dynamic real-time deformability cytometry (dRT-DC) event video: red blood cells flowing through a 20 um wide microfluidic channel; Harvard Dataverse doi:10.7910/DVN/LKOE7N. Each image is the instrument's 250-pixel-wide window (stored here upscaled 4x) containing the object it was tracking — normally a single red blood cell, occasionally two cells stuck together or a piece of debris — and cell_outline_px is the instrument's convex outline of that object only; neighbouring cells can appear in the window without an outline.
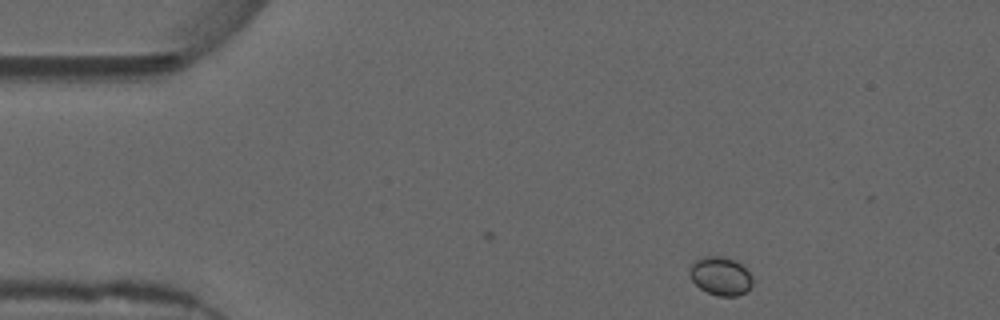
{"species": "common noctule bat (a hibernating species)", "species_latin": "Nyctalus noctula", "temperature_condition": "warm", "stored_images_in_passage": 48, "camera_frame_rate_fps": 3000, "um_per_image_px": 0.085, "animal": {"sex": "male", "forearm_length_mm": 52.5}, "frame": {"image": 1, "passage_image": 1, "time_ms": 0.0, "image_size_px": [1000, 320], "cell_outline_px": [[752, 284], [744, 292], [736, 296], [716, 296], [700, 288], [692, 280], [692, 264], [696, 260], [704, 256], [724, 256], [736, 260], [752, 276]], "centroid_in_image_um": [61.27, 23.46], "position_along_channel_um": 23.7, "area_um2": 13.76}}
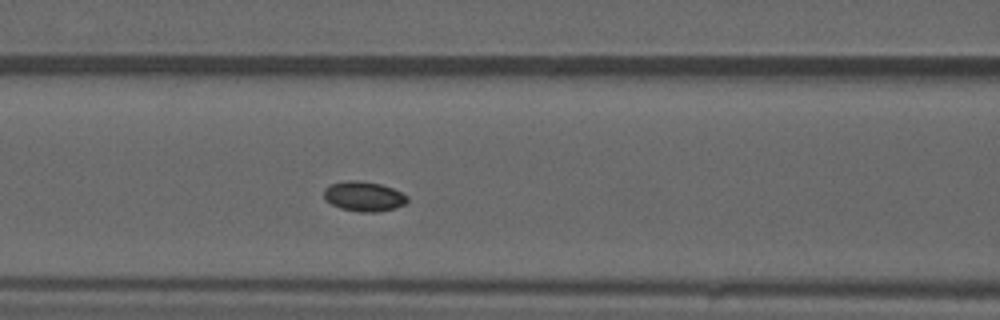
{"frame": {"image": 2, "passage_image": 16, "time_ms": 5.0, "image_size_px": [1000, 320], "cell_outline_px": [[408, 200], [404, 204], [380, 212], [360, 212], [340, 208], [324, 200], [324, 188], [332, 184], [348, 180], [356, 180], [380, 184], [392, 188], [408, 196]], "centroid_in_image_um": [30.9, 16.69], "position_along_channel_um": 135.7, "area_um2": 14.39}}
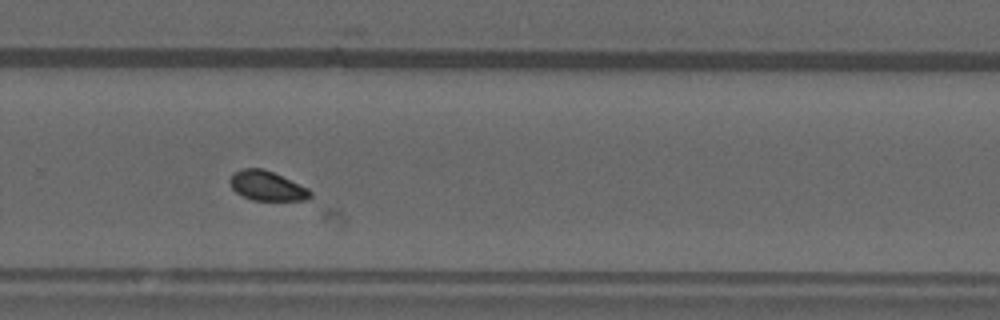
{"frame": {"image": 3, "passage_image": 30, "time_ms": 9.667, "image_size_px": [1000, 320], "cell_outline_px": [[312, 196], [308, 200], [252, 200], [236, 192], [232, 188], [228, 180], [232, 172], [240, 168], [264, 168], [308, 188], [312, 192]], "centroid_in_image_um": [22.67, 15.78], "position_along_channel_um": 307.1, "area_um2": 13.99}, "authors_computed_cell_mechanics": {"area_um2": 13.9298, "velocity_mm_per_s": 3.6874, "shape_relaxation_time_tau1_ms": null, "shape_relaxation_time_tau2_ms": 11.1507, "deformation_change_tau1": null, "deformation_change_tau2": 0.1026}}